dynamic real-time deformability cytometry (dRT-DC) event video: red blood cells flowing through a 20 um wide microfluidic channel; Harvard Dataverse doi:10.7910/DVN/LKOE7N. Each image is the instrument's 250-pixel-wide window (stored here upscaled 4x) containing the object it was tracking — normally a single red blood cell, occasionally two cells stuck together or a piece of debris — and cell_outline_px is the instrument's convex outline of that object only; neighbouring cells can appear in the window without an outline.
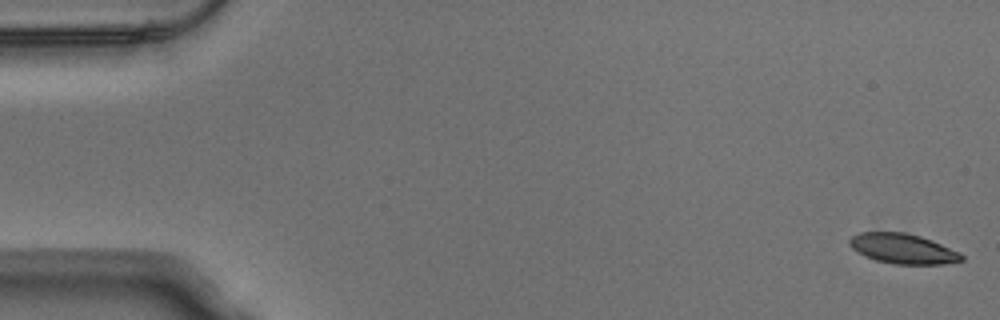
{"species": "Egyptian fruit bat (a non-hibernating species)", "species_latin": "Rousettus aegyptiacus", "temperature_condition": "warm", "stored_images_in_passage": 53, "camera_frame_rate_fps": 3000, "um_per_image_px": 0.085, "animal": {"sex": "male"}, "frame": {"image": 1, "passage_image": 1, "time_ms": 0.0, "image_size_px": [1000, 320], "cell_outline_px": [[964, 260], [944, 264], [892, 264], [876, 260], [864, 256], [856, 252], [848, 244], [848, 240], [852, 236], [860, 232], [904, 232], [920, 236], [932, 240], [960, 252], [964, 256]], "centroid_in_image_um": [76.73, 21.14], "position_along_channel_um": 8.3, "area_um2": 19.77}}
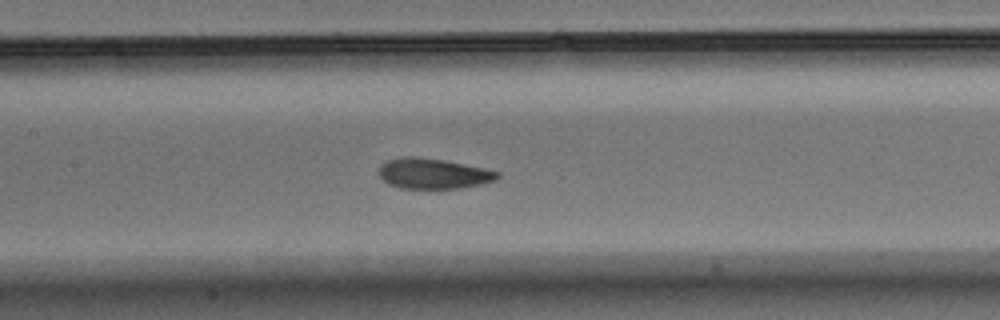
{"frame": {"image": 2, "passage_image": 25, "time_ms": 8.0, "image_size_px": [1000, 320], "cell_outline_px": [[500, 176], [496, 180], [480, 184], [460, 188], [400, 188], [388, 184], [380, 176], [380, 164], [388, 160], [404, 156], [416, 156], [444, 160], [484, 168], [500, 172]], "centroid_in_image_um": [36.83, 14.75], "position_along_channel_um": 170.6, "area_um2": 20.92}}
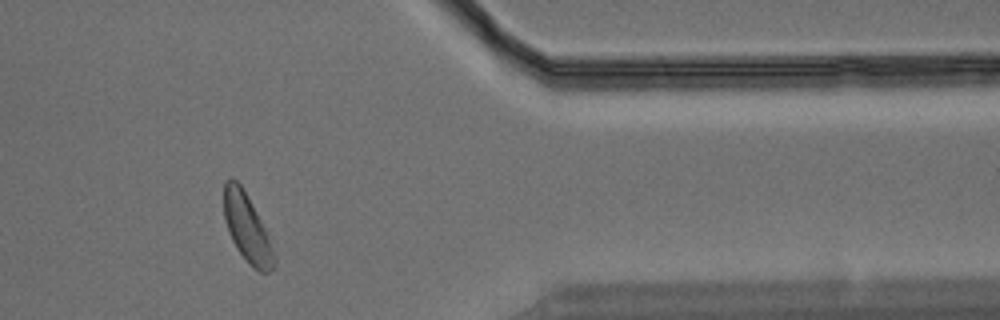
{"frame": {"image": 3, "passage_image": 44, "time_ms": 14.333, "image_size_px": [1000, 320], "cell_outline_px": [[276, 260], [272, 268], [268, 272], [260, 272], [248, 264], [236, 248], [228, 232], [224, 220], [224, 184], [232, 176], [240, 184], [260, 220], [264, 228]], "centroid_in_image_um": [20.96, 19.4], "position_along_channel_um": 390.4, "area_um2": 19.36}, "authors_computed_cell_mechanics": {"area_um2": 21.0392, "velocity_mm_per_s": 3.802, "shape_relaxation_time_tau1_ms": 3.0154, "shape_relaxation_time_tau2_ms": 1.4601, "deformation_change_tau1": 0.1155, "deformation_change_tau2": 0.0717}}